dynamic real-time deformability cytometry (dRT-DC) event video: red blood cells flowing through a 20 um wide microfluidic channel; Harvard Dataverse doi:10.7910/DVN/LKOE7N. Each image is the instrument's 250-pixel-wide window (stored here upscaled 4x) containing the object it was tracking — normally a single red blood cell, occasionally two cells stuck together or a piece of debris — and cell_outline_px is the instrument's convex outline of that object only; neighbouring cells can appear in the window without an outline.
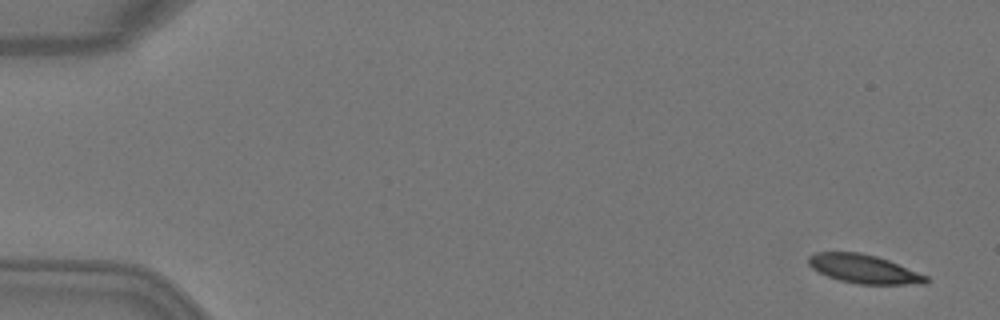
{"species": "Egyptian fruit bat (a non-hibernating species)", "species_latin": "Rousettus aegyptiacus", "temperature_condition": "warm", "stored_images_in_passage": 7, "camera_frame_rate_fps": 3000, "um_per_image_px": 0.085, "animal": {"sex": "female"}, "frame": {"image": 1, "passage_image": 1, "time_ms": 0.0, "image_size_px": [1000, 320], "cell_outline_px": [[928, 280], [924, 284], [856, 284], [840, 280], [828, 276], [812, 268], [808, 264], [808, 256], [816, 252], [860, 252], [876, 256], [888, 260], [928, 276]], "centroid_in_image_um": [73.41, 22.86], "position_along_channel_um": 11.6, "area_um2": 19.54}}